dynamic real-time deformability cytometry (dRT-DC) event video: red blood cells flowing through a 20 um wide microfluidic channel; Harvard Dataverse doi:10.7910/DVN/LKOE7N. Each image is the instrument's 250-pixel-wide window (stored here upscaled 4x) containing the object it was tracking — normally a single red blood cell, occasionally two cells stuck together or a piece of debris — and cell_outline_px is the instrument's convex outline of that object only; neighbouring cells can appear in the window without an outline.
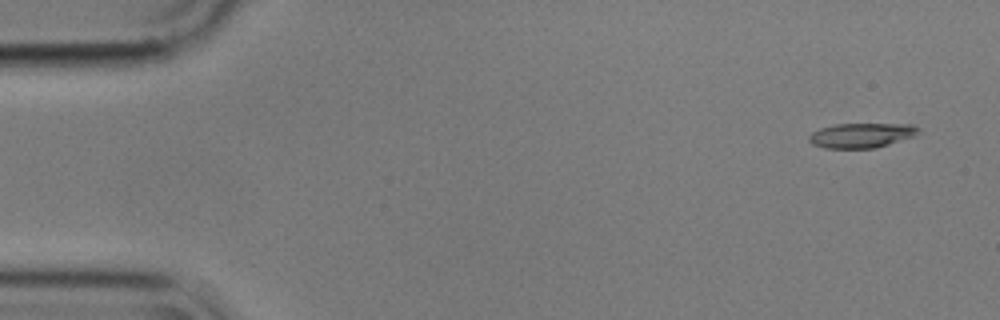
{"species": "common noctule bat (a hibernating species)", "species_latin": "Nyctalus noctula", "temperature_condition": "cold", "stored_images_in_passage": 4, "camera_frame_rate_fps": 3000, "um_per_image_px": 0.085, "animal": {"sex": "male", "body_mass_g": 17.9}, "frame": {"image": 1, "passage_image": 1, "time_ms": 0.0, "image_size_px": [1000, 320], "cell_outline_px": [[920, 128], [912, 136], [888, 144], [872, 148], [824, 148], [812, 144], [808, 140], [808, 136], [812, 132], [820, 128], [836, 124], [912, 124]], "centroid_in_image_um": [73.15, 11.5], "position_along_channel_um": 11.8, "area_um2": 15.55}}
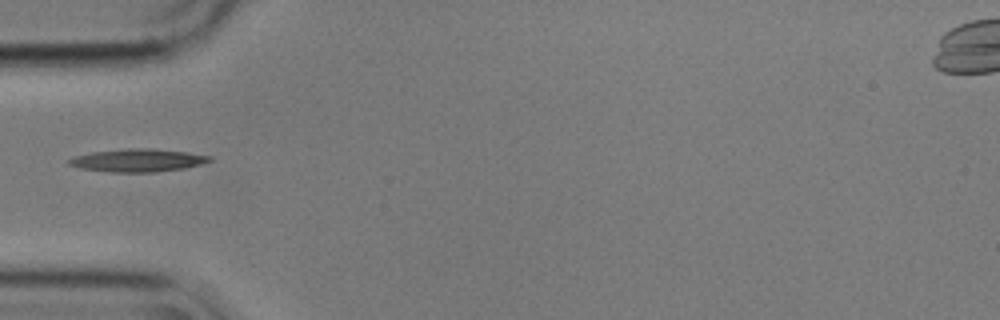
{"frame": {"image": 2, "passage_image": 4, "time_ms": 1.0, "image_size_px": [1000, 320], "cell_outline_px": [[212, 160], [200, 164], [184, 168], [156, 172], [112, 172], [80, 168], [68, 164], [68, 160], [76, 156], [92, 152], [128, 148], [148, 148], [184, 152], [212, 156]], "centroid_in_image_um": [11.71, 13.63], "position_along_channel_um": 73.3, "area_um2": 18.5}}